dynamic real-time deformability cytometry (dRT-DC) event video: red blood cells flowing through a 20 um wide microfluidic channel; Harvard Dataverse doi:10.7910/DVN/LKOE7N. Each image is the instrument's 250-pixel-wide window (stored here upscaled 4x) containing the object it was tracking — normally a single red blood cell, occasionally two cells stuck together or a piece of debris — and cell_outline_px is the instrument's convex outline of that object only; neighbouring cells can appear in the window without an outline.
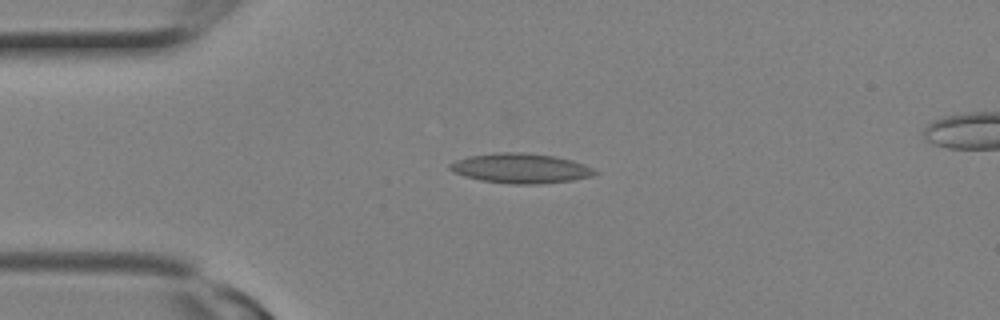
{"species": "Egyptian fruit bat (a non-hibernating species)", "species_latin": "Rousettus aegyptiacus", "temperature_condition": "room temperature", "stored_images_in_passage": 8, "camera_frame_rate_fps": 3000, "um_per_image_px": 0.085, "animal": {"sex": "female"}, "frame": {"image": 1, "passage_image": 5, "time_ms": 1.333, "image_size_px": [1000, 320], "cell_outline_px": [[600, 172], [592, 176], [572, 180], [536, 184], [508, 184], [480, 180], [464, 176], [452, 172], [448, 168], [448, 164], [456, 160], [468, 156], [496, 152], [524, 152], [556, 156], [572, 160], [584, 164]], "centroid_in_image_um": [44.23, 14.3], "position_along_channel_um": 40.8, "area_um2": 25.43}}
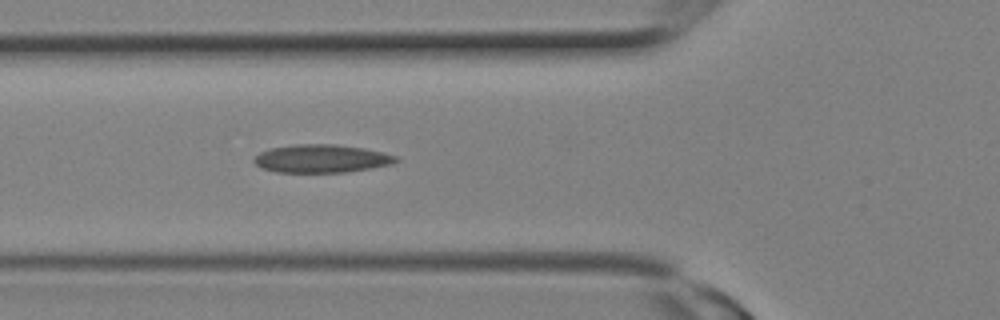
{"frame": {"image": 2, "passage_image": 8, "time_ms": 2.333, "image_size_px": [1000, 320], "cell_outline_px": [[400, 160], [392, 164], [372, 168], [348, 172], [276, 172], [260, 168], [252, 160], [260, 152], [268, 148], [296, 144], [336, 144], [364, 148], [384, 152], [400, 156]], "centroid_in_image_um": [27.36, 13.48], "position_along_channel_um": 98.4, "area_um2": 23.58}}